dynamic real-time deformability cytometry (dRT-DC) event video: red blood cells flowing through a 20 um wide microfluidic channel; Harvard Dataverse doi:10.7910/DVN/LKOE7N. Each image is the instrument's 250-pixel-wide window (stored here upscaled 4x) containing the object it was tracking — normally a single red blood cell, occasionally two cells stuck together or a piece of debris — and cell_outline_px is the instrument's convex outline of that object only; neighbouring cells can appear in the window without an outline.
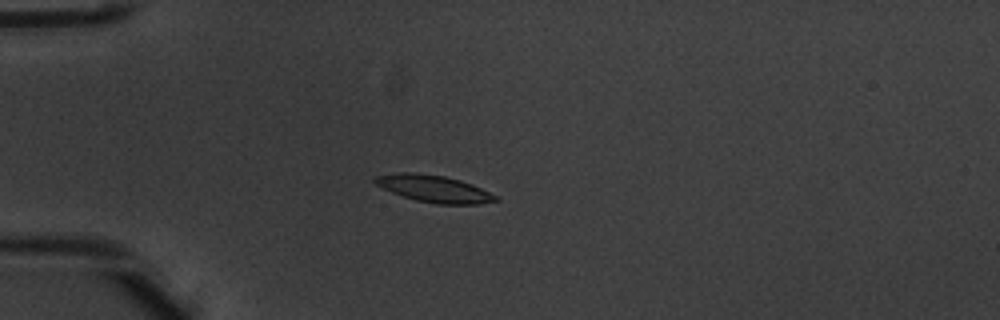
{"species": "common noctule bat (a hibernating species)", "species_latin": "Nyctalus noctula", "temperature_condition": "warm", "stored_images_in_passage": 7, "camera_frame_rate_fps": 3000, "um_per_image_px": 0.085, "animal": {"sex": "male", "body_mass_g": 20.1, "forearm_length_mm": 53.5}, "frame": {"image": 1, "passage_image": 4, "time_ms": 1.0, "image_size_px": [1000, 320], "cell_outline_px": [[500, 200], [476, 204], [436, 204], [416, 200], [392, 192], [376, 184], [372, 180], [372, 176], [396, 172], [412, 172], [444, 176], [460, 180], [472, 184], [500, 196]], "centroid_in_image_um": [36.9, 16.03], "position_along_channel_um": 48.1, "area_um2": 19.07}}
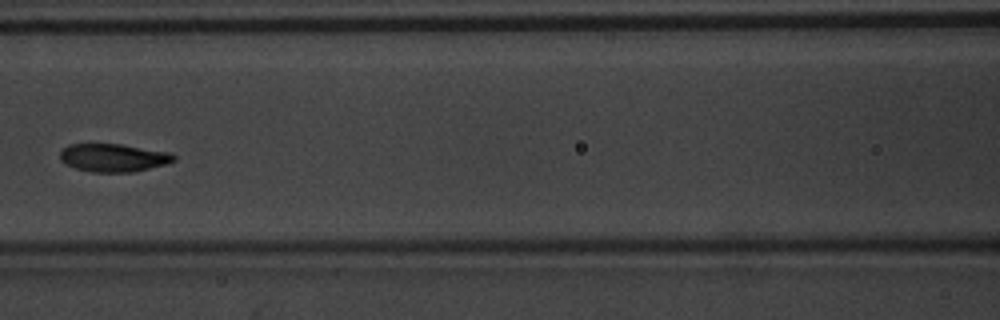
{"frame": {"image": 2, "passage_image": 7, "time_ms": 2.0, "image_size_px": [1000, 320], "cell_outline_px": [[176, 160], [168, 164], [132, 172], [92, 172], [76, 168], [64, 164], [60, 160], [60, 152], [68, 144], [120, 144], [172, 152], [176, 156]], "centroid_in_image_um": [9.67, 13.4], "position_along_channel_um": 156.9, "area_um2": 18.79}}